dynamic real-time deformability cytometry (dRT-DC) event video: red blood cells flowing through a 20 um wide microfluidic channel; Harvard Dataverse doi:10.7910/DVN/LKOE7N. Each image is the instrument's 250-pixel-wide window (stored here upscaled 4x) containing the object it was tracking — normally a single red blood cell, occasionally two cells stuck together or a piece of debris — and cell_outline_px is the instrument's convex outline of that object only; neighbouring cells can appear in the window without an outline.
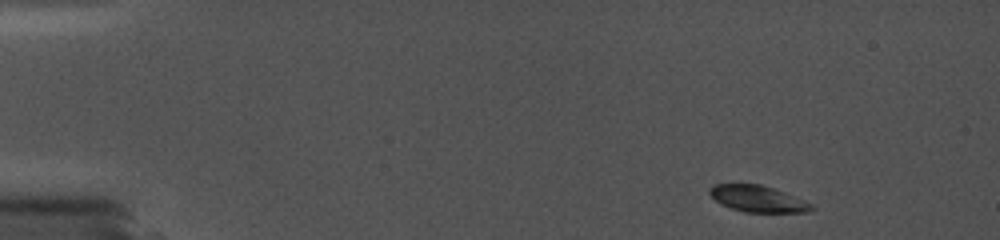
{"species": "common noctule bat (a hibernating species)", "species_latin": "Nyctalus noctula", "temperature_condition": "cold", "stored_images_in_passage": 22, "camera_frame_rate_fps": 5000, "um_per_image_px": 0.085, "animal": {"sex": "female", "body_mass_g": 19.0, "forearm_length_mm": 56.7}, "frame": {"image": 1, "passage_image": 1, "time_ms": 0.0, "image_size_px": [1000, 240], "cell_outline_px": [[816, 208], [808, 212], [744, 212], [720, 204], [708, 192], [708, 188], [712, 184], [760, 184], [784, 192], [804, 200], [812, 204]], "centroid_in_image_um": [64.4, 16.89], "position_along_channel_um": 20.6, "area_um2": 15.66}}
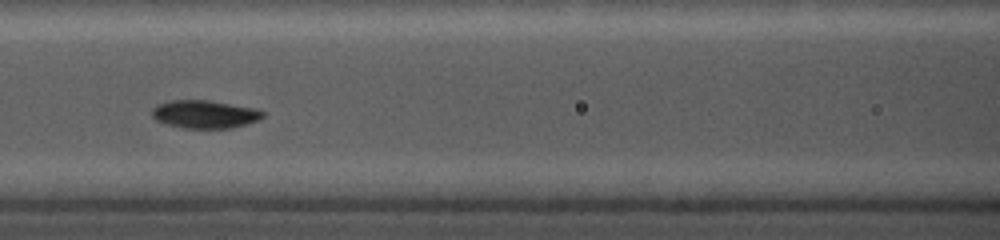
{"frame": {"image": 2, "passage_image": 10, "time_ms": 6.4, "image_size_px": [1000, 240], "cell_outline_px": [[264, 116], [256, 120], [232, 128], [184, 128], [168, 124], [156, 120], [152, 116], [152, 108], [156, 104], [168, 100], [208, 100], [256, 108], [264, 112]], "centroid_in_image_um": [17.36, 9.69], "position_along_channel_um": 149.2, "area_um2": 18.03}}
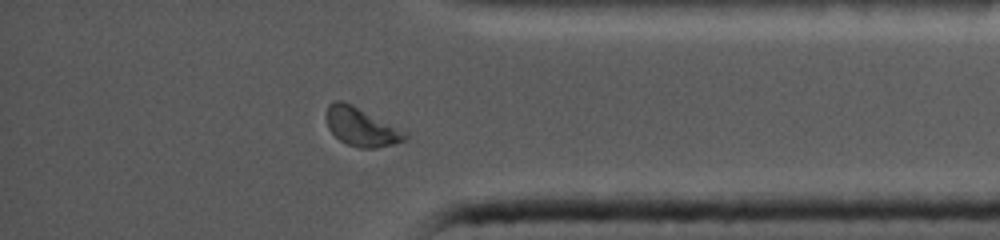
{"frame": {"image": 3, "passage_image": 21, "time_ms": 13.2, "image_size_px": [1000, 240], "cell_outline_px": [[408, 136], [404, 140], [392, 144], [376, 148], [360, 148], [348, 144], [340, 140], [328, 128], [328, 104], [332, 100], [340, 100], [352, 104], [408, 132]], "centroid_in_image_um": [30.73, 10.78], "position_along_channel_um": 404.5, "area_um2": 17.46}}